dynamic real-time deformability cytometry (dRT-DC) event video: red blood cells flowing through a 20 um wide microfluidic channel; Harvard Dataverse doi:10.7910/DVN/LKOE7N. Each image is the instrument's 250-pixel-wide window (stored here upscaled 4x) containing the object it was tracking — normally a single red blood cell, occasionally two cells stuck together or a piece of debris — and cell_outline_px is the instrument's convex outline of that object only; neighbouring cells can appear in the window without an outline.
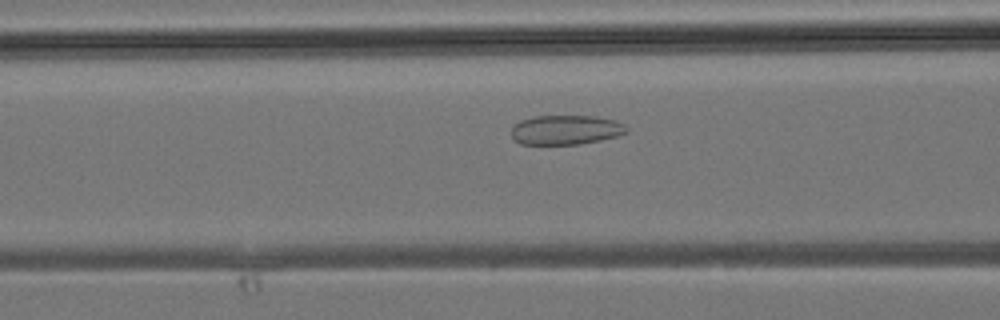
{"species": "common noctule bat (a hibernating species)", "species_latin": "Nyctalus noctula", "temperature_condition": "room temperature", "stored_images_in_passage": 30, "camera_frame_rate_fps": 3000, "um_per_image_px": 0.085, "animal": {"sex": "male", "body_mass_g": 19.2, "forearm_length_mm": 51.8}, "frame": {"image": 1, "passage_image": 7, "time_ms": 2.0, "image_size_px": [1000, 320], "cell_outline_px": [[628, 132], [616, 136], [600, 140], [580, 144], [520, 144], [512, 140], [512, 128], [520, 120], [532, 116], [596, 116], [616, 120], [624, 124], [628, 128]], "centroid_in_image_um": [48.09, 11.03], "position_along_channel_um": 118.5, "area_um2": 19.94}}
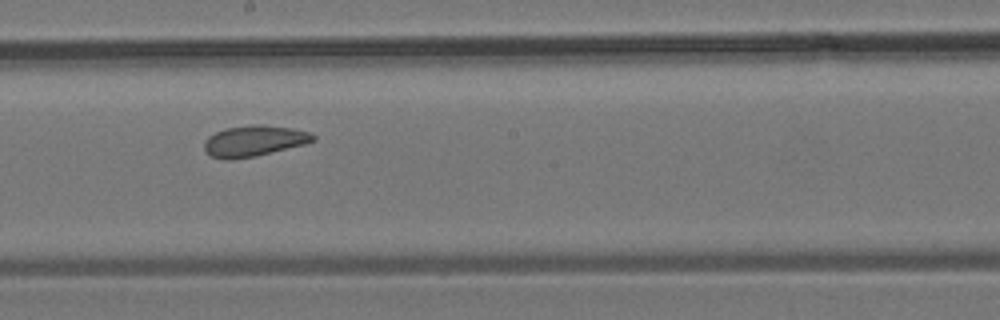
{"frame": {"image": 2, "passage_image": 13, "time_ms": 4.0, "image_size_px": [1000, 320], "cell_outline_px": [[316, 140], [304, 144], [256, 156], [232, 160], [224, 160], [212, 156], [204, 148], [204, 140], [208, 136], [224, 128], [252, 124], [260, 124], [292, 128], [308, 132], [316, 136]], "centroid_in_image_um": [21.57, 11.97], "position_along_channel_um": 226.6, "area_um2": 19.65}}
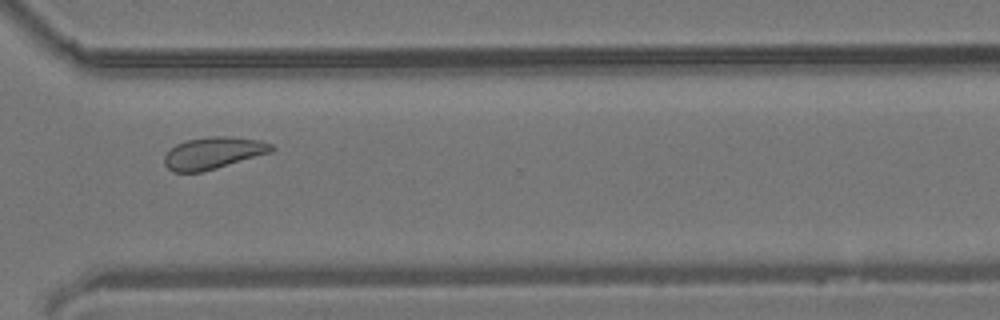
{"frame": {"image": 3, "passage_image": 20, "time_ms": 6.333, "image_size_px": [1000, 320], "cell_outline_px": [[276, 148], [272, 152], [216, 168], [200, 172], [172, 172], [164, 164], [164, 156], [176, 144], [188, 140], [208, 136], [228, 136], [260, 140], [272, 144]], "centroid_in_image_um": [18.14, 13.0], "position_along_channel_um": 352.5, "area_um2": 19.88}}